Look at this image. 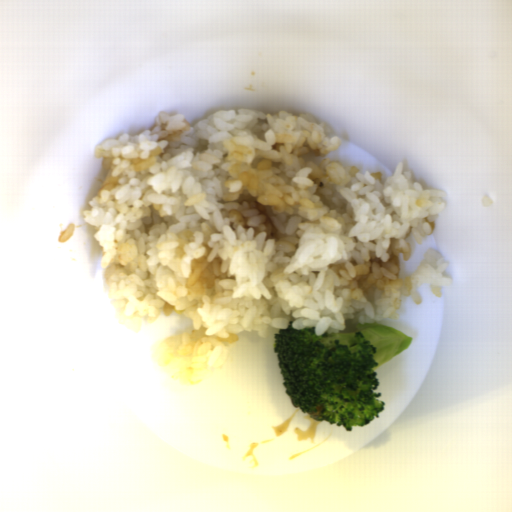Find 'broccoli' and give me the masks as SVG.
I'll list each match as a JSON object with an SVG mask.
<instances>
[{"label": "broccoli", "instance_id": "obj_1", "mask_svg": "<svg viewBox=\"0 0 512 512\" xmlns=\"http://www.w3.org/2000/svg\"><path fill=\"white\" fill-rule=\"evenodd\" d=\"M273 334V355L283 388L295 408L313 419L353 426L370 425L385 407L375 392L378 367L411 345L412 337L379 323L356 324L353 333L316 335L315 327Z\"/></svg>", "mask_w": 512, "mask_h": 512}]
</instances>
